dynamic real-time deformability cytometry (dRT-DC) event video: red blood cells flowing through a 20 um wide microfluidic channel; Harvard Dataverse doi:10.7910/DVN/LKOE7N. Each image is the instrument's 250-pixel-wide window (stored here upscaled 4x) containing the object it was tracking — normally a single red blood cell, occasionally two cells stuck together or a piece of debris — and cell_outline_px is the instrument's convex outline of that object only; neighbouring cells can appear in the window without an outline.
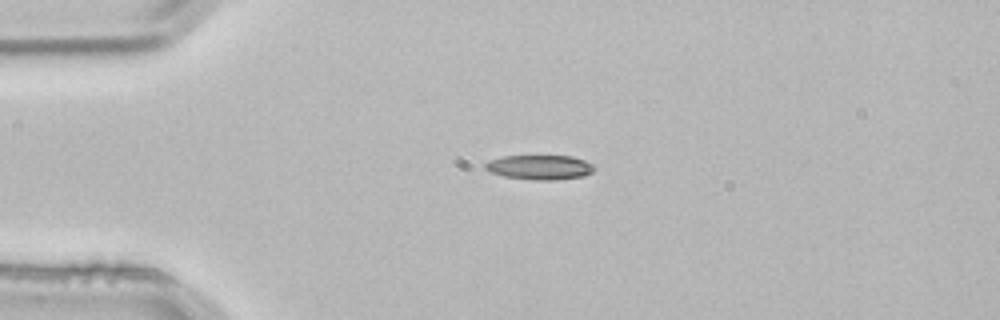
{"species": "common noctule bat (a hibernating species)", "species_latin": "Nyctalus noctula", "temperature_condition": "room temperature", "stored_images_in_passage": 2, "camera_frame_rate_fps": 3000, "um_per_image_px": 0.085, "animal": {"sex": "male", "body_mass_g": 21.5, "forearm_length_mm": 52.0}, "frame": {"image": 1, "passage_image": 2, "time_ms": 0.333, "image_size_px": [1000, 320], "cell_outline_px": [[596, 168], [592, 172], [584, 176], [556, 180], [536, 180], [504, 176], [492, 172], [484, 168], [484, 164], [488, 160], [504, 156], [572, 156], [584, 160], [592, 164]], "centroid_in_image_um": [45.89, 14.21], "position_along_channel_um": 39.1, "area_um2": 15.61}}